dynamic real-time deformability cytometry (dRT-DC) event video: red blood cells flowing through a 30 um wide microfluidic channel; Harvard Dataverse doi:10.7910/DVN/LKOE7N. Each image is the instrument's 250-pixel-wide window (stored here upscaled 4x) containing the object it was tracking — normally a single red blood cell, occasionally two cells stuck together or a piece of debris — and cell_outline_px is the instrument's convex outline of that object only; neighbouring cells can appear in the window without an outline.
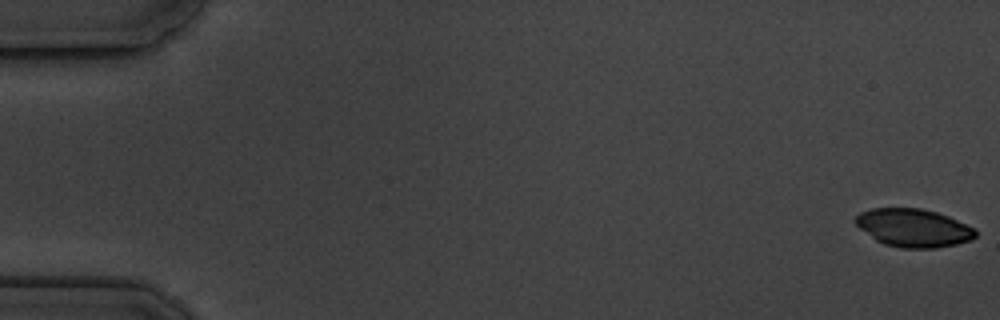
{"species": "common noctule bat (a hibernating species)", "species_latin": "Nyctalus noctula", "temperature_condition": "cold", "stored_images_in_passage": 17, "camera_frame_rate_fps": 3000, "um_per_image_px": 0.085, "animal": {"sex": "male", "body_mass_g": 19.5, "forearm_length_mm": 54.6}, "frame": {"image": 1, "passage_image": 1, "time_ms": 0.0, "image_size_px": [1000, 320], "cell_outline_px": [[976, 236], [972, 240], [956, 244], [936, 248], [900, 248], [884, 244], [876, 240], [860, 228], [852, 220], [860, 212], [872, 208], [920, 208], [936, 212], [948, 216], [976, 228]], "centroid_in_image_um": [77.65, 19.37], "position_along_channel_um": 7.4, "area_um2": 26.76}}
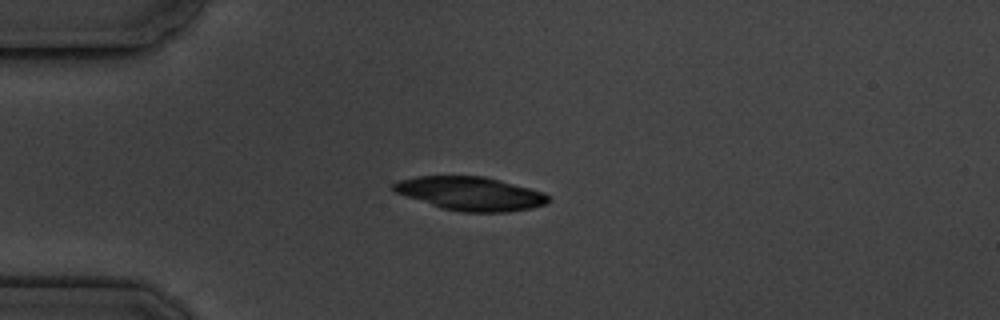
{"frame": {"image": 2, "passage_image": 5, "time_ms": 4.667, "image_size_px": [1000, 320], "cell_outline_px": [[552, 200], [544, 204], [532, 208], [508, 212], [460, 212], [440, 208], [396, 192], [392, 188], [392, 184], [396, 180], [416, 176], [484, 176], [500, 180], [544, 192]], "centroid_in_image_um": [39.99, 16.45], "position_along_channel_um": 45.0, "area_um2": 30.4}}
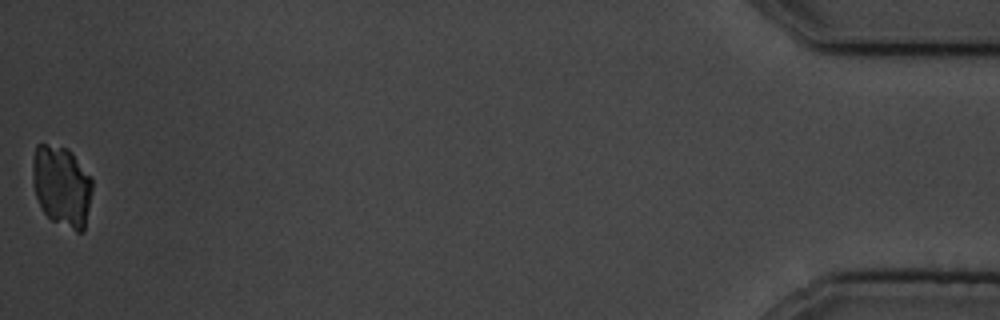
{"frame": {"image": 3, "passage_image": 17, "time_ms": 18.667, "image_size_px": [1000, 320], "cell_outline_px": [[92, 192], [84, 232], [76, 232], [52, 220], [44, 212], [36, 196], [32, 184], [32, 160], [36, 144], [48, 144], [68, 148], [72, 152], [92, 176]], "centroid_in_image_um": [5.26, 15.79], "position_along_channel_um": 429.9, "area_um2": 28.61}}